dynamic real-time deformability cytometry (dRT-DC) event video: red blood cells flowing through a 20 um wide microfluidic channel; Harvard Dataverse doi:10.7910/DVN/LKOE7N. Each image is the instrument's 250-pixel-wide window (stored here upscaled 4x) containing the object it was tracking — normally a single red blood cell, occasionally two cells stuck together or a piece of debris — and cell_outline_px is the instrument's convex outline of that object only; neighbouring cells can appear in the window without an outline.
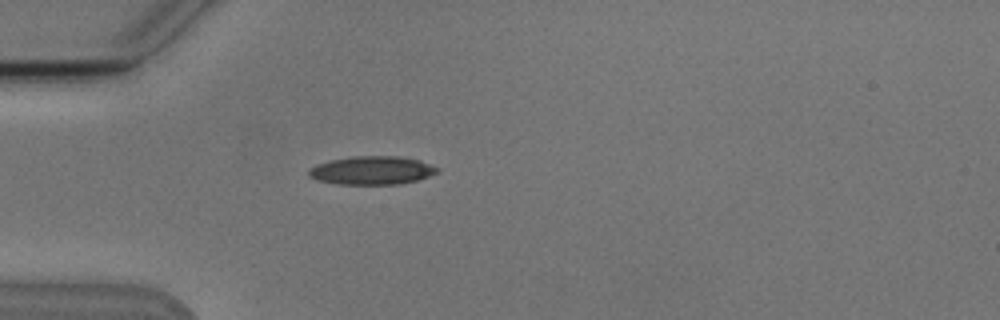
{"species": "Egyptian fruit bat (a non-hibernating species)", "species_latin": "Rousettus aegyptiacus", "temperature_condition": "cold", "stored_images_in_passage": 1, "camera_frame_rate_fps": 3000, "um_per_image_px": 0.085, "animal": {"sex": "male"}, "frame": {"image": 1, "passage_image": 1, "time_ms": 0.0, "image_size_px": [1000, 320], "cell_outline_px": [[440, 172], [416, 180], [400, 184], [340, 184], [320, 180], [308, 176], [308, 168], [316, 164], [332, 160], [352, 156], [400, 156], [420, 160], [440, 168]], "centroid_in_image_um": [31.64, 14.47], "position_along_channel_um": 53.4, "area_um2": 21.27}}